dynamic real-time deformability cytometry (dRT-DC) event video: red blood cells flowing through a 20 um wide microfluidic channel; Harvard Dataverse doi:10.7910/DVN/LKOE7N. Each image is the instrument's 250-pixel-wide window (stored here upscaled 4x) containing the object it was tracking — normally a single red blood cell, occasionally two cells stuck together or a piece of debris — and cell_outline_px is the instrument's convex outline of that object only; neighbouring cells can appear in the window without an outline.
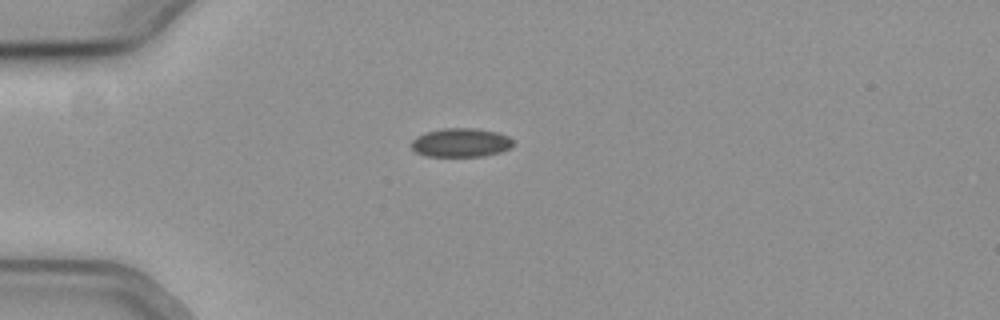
{"species": "common noctule bat (a hibernating species)", "species_latin": "Nyctalus noctula", "temperature_condition": "cold", "stored_images_in_passage": 41, "camera_frame_rate_fps": 3000, "um_per_image_px": 0.085, "animal": {"sex": "female", "body_mass_g": 19.3, "forearm_length_mm": 54.1}, "frame": {"image": 1, "passage_image": 1, "time_ms": 0.0, "image_size_px": [1000, 320], "cell_outline_px": [[512, 144], [508, 148], [500, 152], [484, 156], [424, 156], [416, 152], [412, 148], [412, 140], [416, 136], [440, 128], [476, 128], [496, 132], [508, 136], [512, 140]], "centroid_in_image_um": [39.14, 12.12], "position_along_channel_um": 45.9, "area_um2": 16.99}}
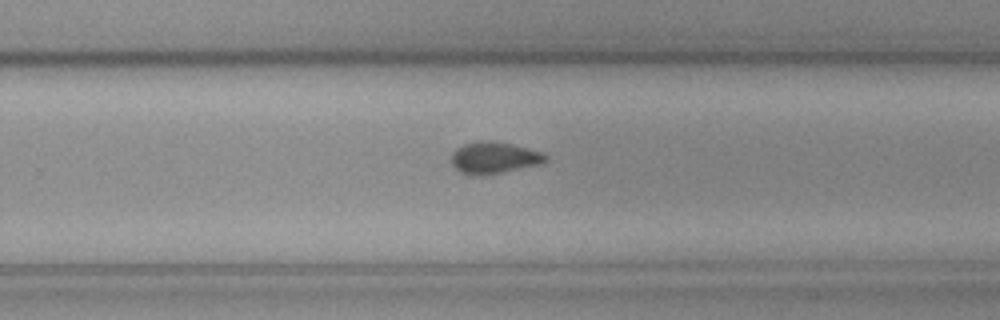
{"frame": {"image": 2, "passage_image": 22, "time_ms": 7.0, "image_size_px": [1000, 320], "cell_outline_px": [[548, 160], [544, 164], [480, 176], [472, 176], [460, 172], [452, 164], [452, 152], [456, 148], [464, 144], [480, 140], [488, 140], [512, 144], [544, 152], [548, 156]], "centroid_in_image_um": [42.03, 13.41], "position_along_channel_um": 287.8, "area_um2": 17.69}}
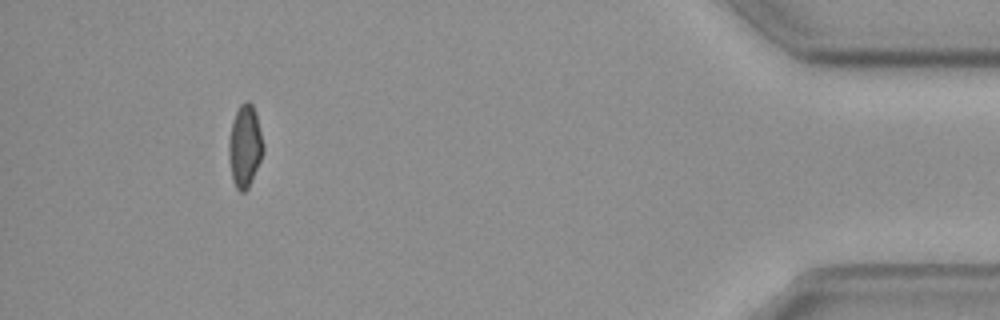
{"frame": {"image": 3, "passage_image": 37, "time_ms": 12.0, "image_size_px": [1000, 320], "cell_outline_px": [[264, 148], [260, 160], [248, 188], [244, 192], [240, 192], [236, 188], [232, 180], [228, 156], [228, 140], [232, 124], [236, 112], [240, 104], [244, 100], [248, 100], [252, 104], [256, 112], [264, 144]], "centroid_in_image_um": [20.8, 12.4], "position_along_channel_um": 414.4, "area_um2": 16.59}}